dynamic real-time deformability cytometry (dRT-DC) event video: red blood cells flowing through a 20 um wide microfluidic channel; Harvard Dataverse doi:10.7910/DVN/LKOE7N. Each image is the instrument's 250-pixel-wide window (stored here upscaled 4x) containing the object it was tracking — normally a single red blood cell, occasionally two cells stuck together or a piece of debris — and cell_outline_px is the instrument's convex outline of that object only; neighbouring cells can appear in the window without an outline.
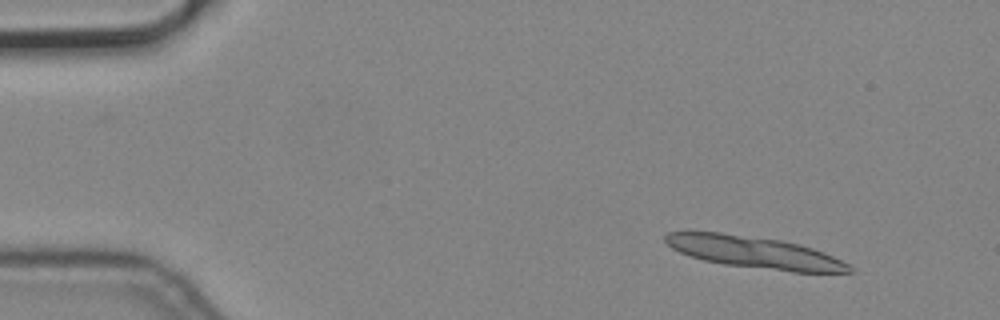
{"species": "common noctule bat (a hibernating species)", "species_latin": "Nyctalus noctula", "temperature_condition": "cold", "stored_images_in_passage": 4, "camera_frame_rate_fps": 3000, "um_per_image_px": 0.085, "animal": {"sex": "male", "body_mass_g": 19.2, "forearm_length_mm": 51.8}, "frame": {"image": 1, "passage_image": 1, "time_ms": 0.0, "image_size_px": [1000, 320], "cell_outline_px": [[856, 272], [792, 272], [724, 264], [704, 260], [680, 252], [672, 248], [664, 240], [664, 236], [668, 232], [720, 232], [780, 240], [800, 244], [824, 252], [848, 264]], "centroid_in_image_um": [64.14, 21.45], "position_along_channel_um": 20.9, "area_um2": 33.81}}